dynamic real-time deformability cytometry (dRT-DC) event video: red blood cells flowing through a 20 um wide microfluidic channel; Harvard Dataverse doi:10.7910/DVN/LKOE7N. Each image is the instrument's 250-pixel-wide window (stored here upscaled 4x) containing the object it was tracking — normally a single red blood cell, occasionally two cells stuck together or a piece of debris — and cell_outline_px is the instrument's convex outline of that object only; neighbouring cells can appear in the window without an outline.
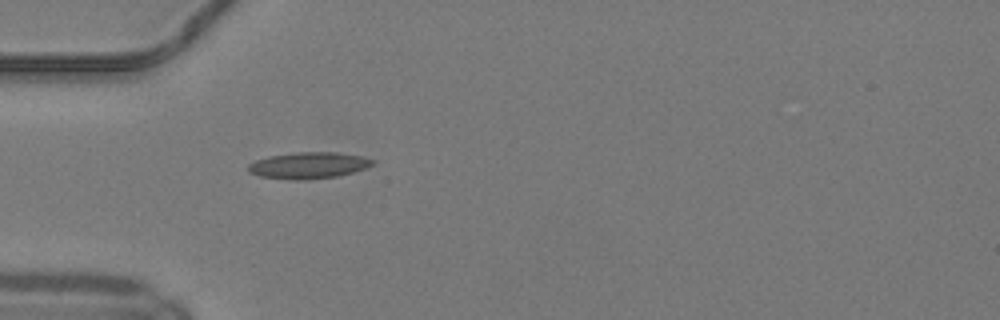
{"species": "common noctule bat (a hibernating species)", "species_latin": "Nyctalus noctula", "temperature_condition": "warm", "stored_images_in_passage": 35, "camera_frame_rate_fps": 3000, "um_per_image_px": 0.085, "animal": {"sex": "male", "body_mass_g": 19.2, "forearm_length_mm": 51.8}, "frame": {"image": 1, "passage_image": 1, "time_ms": 0.0, "image_size_px": [1000, 320], "cell_outline_px": [[376, 160], [372, 164], [364, 168], [352, 172], [336, 176], [300, 180], [292, 180], [260, 176], [248, 172], [248, 164], [256, 160], [268, 156], [296, 152], [336, 152], [360, 156]], "centroid_in_image_um": [26.18, 14.05], "position_along_channel_um": 58.8, "area_um2": 18.96}}
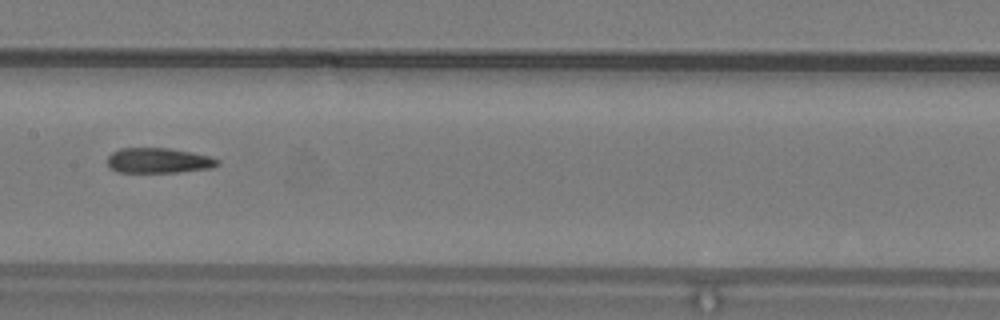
{"frame": {"image": 2, "passage_image": 11, "time_ms": 3.333, "image_size_px": [1000, 320], "cell_outline_px": [[220, 164], [212, 168], [180, 172], [120, 172], [108, 168], [108, 156], [112, 152], [120, 148], [168, 148], [192, 152], [212, 156], [220, 160]], "centroid_in_image_um": [13.51, 13.64], "position_along_channel_um": 193.9, "area_um2": 16.36}}
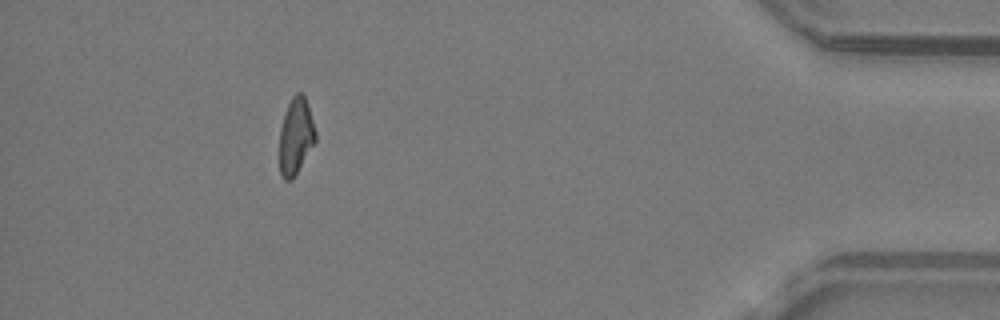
{"frame": {"image": 3, "passage_image": 31, "time_ms": 10.0, "image_size_px": [1000, 320], "cell_outline_px": [[316, 140], [292, 180], [284, 180], [280, 176], [280, 128], [284, 112], [292, 96], [296, 92], [304, 92], [308, 104], [316, 132]], "centroid_in_image_um": [25.14, 11.53], "position_along_channel_um": 410.1, "area_um2": 16.13}, "authors_computed_cell_mechanics": {"area_um2": 16.8198, "velocity_mm_per_s": 4.1212, "shape_relaxation_time_tau1_ms": null, "shape_relaxation_time_tau2_ms": 3.2206, "deformation_change_tau1": null, "deformation_change_tau2": 0.1054}}